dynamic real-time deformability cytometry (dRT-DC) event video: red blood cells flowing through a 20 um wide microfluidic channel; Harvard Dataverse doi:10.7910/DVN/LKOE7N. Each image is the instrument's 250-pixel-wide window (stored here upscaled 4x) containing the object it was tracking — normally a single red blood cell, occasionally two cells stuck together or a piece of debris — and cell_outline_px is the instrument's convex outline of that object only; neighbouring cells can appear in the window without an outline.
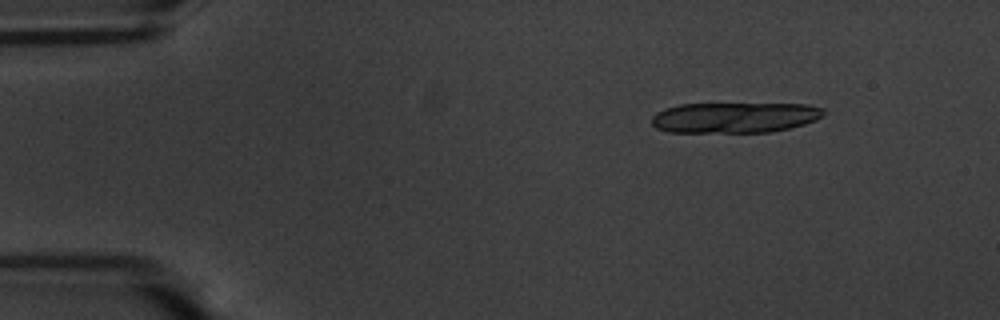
{"species": "common noctule bat (a hibernating species)", "species_latin": "Nyctalus noctula", "temperature_condition": "warm", "stored_images_in_passage": 13, "camera_frame_rate_fps": 3000, "um_per_image_px": 0.085, "animal": {"sex": "male", "body_mass_g": 20.1, "forearm_length_mm": 53.5}, "frame": {"image": 1, "passage_image": 2, "time_ms": 0.333, "image_size_px": [1000, 320], "cell_outline_px": [[824, 116], [816, 120], [804, 124], [788, 128], [768, 132], [668, 132], [656, 128], [652, 124], [652, 116], [656, 112], [664, 108], [680, 104], [808, 104], [824, 108]], "centroid_in_image_um": [62.44, 9.98], "position_along_channel_um": 22.6, "area_um2": 30.69}}